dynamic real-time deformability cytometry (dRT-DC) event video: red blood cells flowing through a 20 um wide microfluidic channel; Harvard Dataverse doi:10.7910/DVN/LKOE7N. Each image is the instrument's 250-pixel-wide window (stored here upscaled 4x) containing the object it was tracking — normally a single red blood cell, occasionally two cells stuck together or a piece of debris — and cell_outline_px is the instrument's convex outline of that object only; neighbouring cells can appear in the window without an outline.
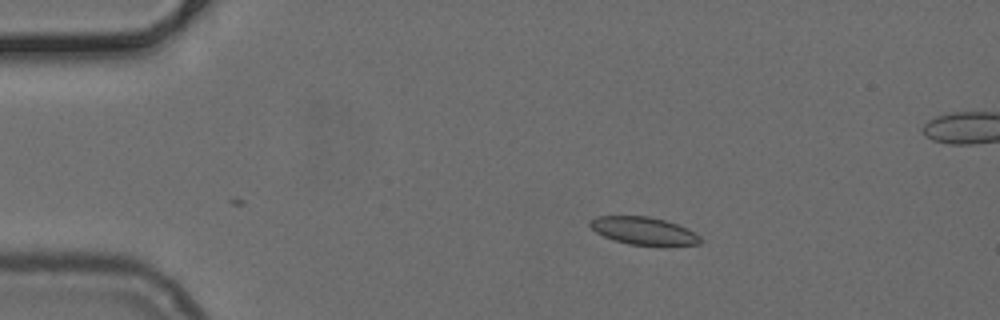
{"species": "common noctule bat (a hibernating species)", "species_latin": "Nyctalus noctula", "temperature_condition": "cold", "stored_images_in_passage": 36, "camera_frame_rate_fps": 3000, "um_per_image_px": 0.085, "animal": {"sex": "female", "body_mass_g": 24.6, "forearm_length_mm": 56.2}, "frame": {"image": 1, "passage_image": 1, "time_ms": 0.0, "image_size_px": [1000, 320], "cell_outline_px": [[704, 240], [700, 244], [668, 248], [628, 244], [604, 236], [596, 232], [588, 224], [588, 220], [596, 216], [648, 216], [664, 220], [688, 228], [696, 232]], "centroid_in_image_um": [54.8, 19.66], "position_along_channel_um": 30.2, "area_um2": 18.55}}
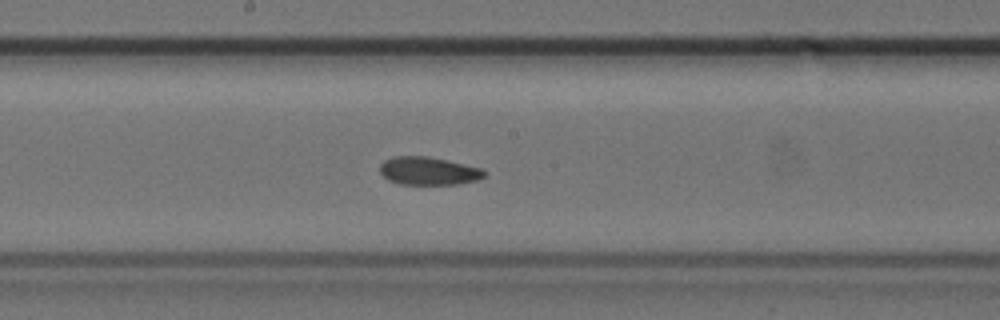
{"frame": {"image": 2, "passage_image": 19, "time_ms": 6.0, "image_size_px": [1000, 320], "cell_outline_px": [[488, 172], [480, 180], [456, 184], [400, 184], [388, 180], [380, 172], [380, 164], [384, 160], [392, 156], [428, 156], [448, 160], [480, 168]], "centroid_in_image_um": [36.42, 14.52], "position_along_channel_um": 211.8, "area_um2": 17.17}}
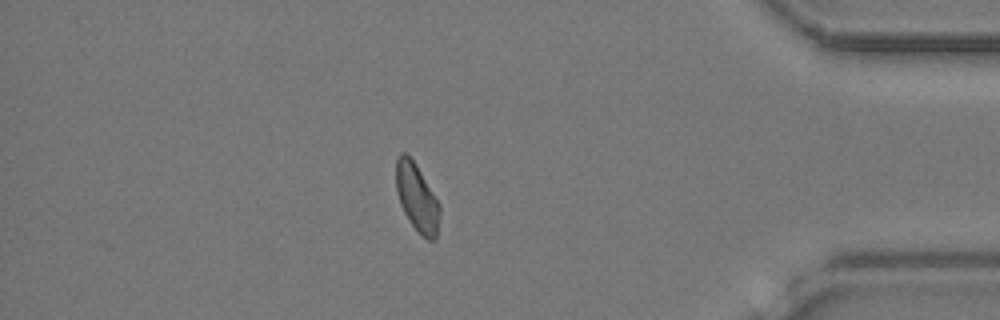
{"frame": {"image": 3, "passage_image": 36, "time_ms": 11.667, "image_size_px": [1000, 320], "cell_outline_px": [[440, 216], [436, 240], [428, 240], [408, 220], [400, 204], [396, 188], [396, 156], [400, 152], [404, 152], [416, 164], [440, 204]], "centroid_in_image_um": [35.44, 16.78], "position_along_channel_um": 399.8, "area_um2": 17.17}}